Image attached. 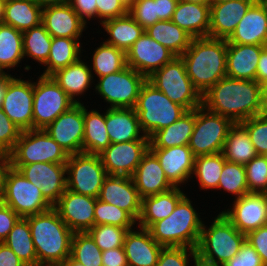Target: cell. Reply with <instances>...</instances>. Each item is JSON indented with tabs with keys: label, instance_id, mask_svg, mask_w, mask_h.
Wrapping results in <instances>:
<instances>
[{
	"label": "cell",
	"instance_id": "cell-30",
	"mask_svg": "<svg viewBox=\"0 0 267 266\" xmlns=\"http://www.w3.org/2000/svg\"><path fill=\"white\" fill-rule=\"evenodd\" d=\"M171 21L193 38L208 37L210 28V4L179 0Z\"/></svg>",
	"mask_w": 267,
	"mask_h": 266
},
{
	"label": "cell",
	"instance_id": "cell-15",
	"mask_svg": "<svg viewBox=\"0 0 267 266\" xmlns=\"http://www.w3.org/2000/svg\"><path fill=\"white\" fill-rule=\"evenodd\" d=\"M175 57L172 51L152 39L146 32L126 51L127 66L146 78Z\"/></svg>",
	"mask_w": 267,
	"mask_h": 266
},
{
	"label": "cell",
	"instance_id": "cell-11",
	"mask_svg": "<svg viewBox=\"0 0 267 266\" xmlns=\"http://www.w3.org/2000/svg\"><path fill=\"white\" fill-rule=\"evenodd\" d=\"M33 83V129H45L76 103L51 76Z\"/></svg>",
	"mask_w": 267,
	"mask_h": 266
},
{
	"label": "cell",
	"instance_id": "cell-75",
	"mask_svg": "<svg viewBox=\"0 0 267 266\" xmlns=\"http://www.w3.org/2000/svg\"><path fill=\"white\" fill-rule=\"evenodd\" d=\"M263 48L267 51V39L265 40V42L263 44Z\"/></svg>",
	"mask_w": 267,
	"mask_h": 266
},
{
	"label": "cell",
	"instance_id": "cell-62",
	"mask_svg": "<svg viewBox=\"0 0 267 266\" xmlns=\"http://www.w3.org/2000/svg\"><path fill=\"white\" fill-rule=\"evenodd\" d=\"M260 85L267 80V51L263 49L258 61V67L256 71V79Z\"/></svg>",
	"mask_w": 267,
	"mask_h": 266
},
{
	"label": "cell",
	"instance_id": "cell-40",
	"mask_svg": "<svg viewBox=\"0 0 267 266\" xmlns=\"http://www.w3.org/2000/svg\"><path fill=\"white\" fill-rule=\"evenodd\" d=\"M3 243L8 246L26 265L37 264V255L30 232V225L26 218L20 217L14 224Z\"/></svg>",
	"mask_w": 267,
	"mask_h": 266
},
{
	"label": "cell",
	"instance_id": "cell-18",
	"mask_svg": "<svg viewBox=\"0 0 267 266\" xmlns=\"http://www.w3.org/2000/svg\"><path fill=\"white\" fill-rule=\"evenodd\" d=\"M96 199L66 189L53 208L74 233L88 232L95 225Z\"/></svg>",
	"mask_w": 267,
	"mask_h": 266
},
{
	"label": "cell",
	"instance_id": "cell-28",
	"mask_svg": "<svg viewBox=\"0 0 267 266\" xmlns=\"http://www.w3.org/2000/svg\"><path fill=\"white\" fill-rule=\"evenodd\" d=\"M263 46L227 43L226 74L232 79L255 80Z\"/></svg>",
	"mask_w": 267,
	"mask_h": 266
},
{
	"label": "cell",
	"instance_id": "cell-35",
	"mask_svg": "<svg viewBox=\"0 0 267 266\" xmlns=\"http://www.w3.org/2000/svg\"><path fill=\"white\" fill-rule=\"evenodd\" d=\"M89 68L79 58L76 62L53 73L51 77L75 103H80L74 96L81 95L90 86L93 76Z\"/></svg>",
	"mask_w": 267,
	"mask_h": 266
},
{
	"label": "cell",
	"instance_id": "cell-70",
	"mask_svg": "<svg viewBox=\"0 0 267 266\" xmlns=\"http://www.w3.org/2000/svg\"><path fill=\"white\" fill-rule=\"evenodd\" d=\"M121 1L129 9L137 0H121Z\"/></svg>",
	"mask_w": 267,
	"mask_h": 266
},
{
	"label": "cell",
	"instance_id": "cell-61",
	"mask_svg": "<svg viewBox=\"0 0 267 266\" xmlns=\"http://www.w3.org/2000/svg\"><path fill=\"white\" fill-rule=\"evenodd\" d=\"M157 2V16L160 20H171L179 0H155Z\"/></svg>",
	"mask_w": 267,
	"mask_h": 266
},
{
	"label": "cell",
	"instance_id": "cell-12",
	"mask_svg": "<svg viewBox=\"0 0 267 266\" xmlns=\"http://www.w3.org/2000/svg\"><path fill=\"white\" fill-rule=\"evenodd\" d=\"M67 189L85 196L98 198L107 176L99 155L78 153L69 155L66 162Z\"/></svg>",
	"mask_w": 267,
	"mask_h": 266
},
{
	"label": "cell",
	"instance_id": "cell-71",
	"mask_svg": "<svg viewBox=\"0 0 267 266\" xmlns=\"http://www.w3.org/2000/svg\"><path fill=\"white\" fill-rule=\"evenodd\" d=\"M228 1H234V0H209V4H219V3H225Z\"/></svg>",
	"mask_w": 267,
	"mask_h": 266
},
{
	"label": "cell",
	"instance_id": "cell-63",
	"mask_svg": "<svg viewBox=\"0 0 267 266\" xmlns=\"http://www.w3.org/2000/svg\"><path fill=\"white\" fill-rule=\"evenodd\" d=\"M193 258L195 266H224V264L204 258L197 252L194 253Z\"/></svg>",
	"mask_w": 267,
	"mask_h": 266
},
{
	"label": "cell",
	"instance_id": "cell-54",
	"mask_svg": "<svg viewBox=\"0 0 267 266\" xmlns=\"http://www.w3.org/2000/svg\"><path fill=\"white\" fill-rule=\"evenodd\" d=\"M128 14V8L121 0H96V17L103 21Z\"/></svg>",
	"mask_w": 267,
	"mask_h": 266
},
{
	"label": "cell",
	"instance_id": "cell-13",
	"mask_svg": "<svg viewBox=\"0 0 267 266\" xmlns=\"http://www.w3.org/2000/svg\"><path fill=\"white\" fill-rule=\"evenodd\" d=\"M146 80L143 74L126 66L119 72L99 77L95 88L111 108H134Z\"/></svg>",
	"mask_w": 267,
	"mask_h": 266
},
{
	"label": "cell",
	"instance_id": "cell-25",
	"mask_svg": "<svg viewBox=\"0 0 267 266\" xmlns=\"http://www.w3.org/2000/svg\"><path fill=\"white\" fill-rule=\"evenodd\" d=\"M267 39V9L257 0L239 21L227 43L263 46Z\"/></svg>",
	"mask_w": 267,
	"mask_h": 266
},
{
	"label": "cell",
	"instance_id": "cell-9",
	"mask_svg": "<svg viewBox=\"0 0 267 266\" xmlns=\"http://www.w3.org/2000/svg\"><path fill=\"white\" fill-rule=\"evenodd\" d=\"M147 80L172 102L183 106L187 111L202 105V96L194 88L180 56H176L171 62L154 71Z\"/></svg>",
	"mask_w": 267,
	"mask_h": 266
},
{
	"label": "cell",
	"instance_id": "cell-47",
	"mask_svg": "<svg viewBox=\"0 0 267 266\" xmlns=\"http://www.w3.org/2000/svg\"><path fill=\"white\" fill-rule=\"evenodd\" d=\"M94 217L95 225L131 228L136 223V220L125 210L99 199H96Z\"/></svg>",
	"mask_w": 267,
	"mask_h": 266
},
{
	"label": "cell",
	"instance_id": "cell-37",
	"mask_svg": "<svg viewBox=\"0 0 267 266\" xmlns=\"http://www.w3.org/2000/svg\"><path fill=\"white\" fill-rule=\"evenodd\" d=\"M102 26L111 36L105 41L107 44L122 49L125 52L145 32L129 14L122 17L101 21Z\"/></svg>",
	"mask_w": 267,
	"mask_h": 266
},
{
	"label": "cell",
	"instance_id": "cell-67",
	"mask_svg": "<svg viewBox=\"0 0 267 266\" xmlns=\"http://www.w3.org/2000/svg\"><path fill=\"white\" fill-rule=\"evenodd\" d=\"M261 90L265 111L267 112V80L261 84Z\"/></svg>",
	"mask_w": 267,
	"mask_h": 266
},
{
	"label": "cell",
	"instance_id": "cell-49",
	"mask_svg": "<svg viewBox=\"0 0 267 266\" xmlns=\"http://www.w3.org/2000/svg\"><path fill=\"white\" fill-rule=\"evenodd\" d=\"M249 193L267 194V155H256L245 165Z\"/></svg>",
	"mask_w": 267,
	"mask_h": 266
},
{
	"label": "cell",
	"instance_id": "cell-58",
	"mask_svg": "<svg viewBox=\"0 0 267 266\" xmlns=\"http://www.w3.org/2000/svg\"><path fill=\"white\" fill-rule=\"evenodd\" d=\"M102 266H128L124 248L102 251Z\"/></svg>",
	"mask_w": 267,
	"mask_h": 266
},
{
	"label": "cell",
	"instance_id": "cell-64",
	"mask_svg": "<svg viewBox=\"0 0 267 266\" xmlns=\"http://www.w3.org/2000/svg\"><path fill=\"white\" fill-rule=\"evenodd\" d=\"M13 79V77H11V75L4 73L1 77H0V108L2 106L3 100H4V96L8 87V83Z\"/></svg>",
	"mask_w": 267,
	"mask_h": 266
},
{
	"label": "cell",
	"instance_id": "cell-19",
	"mask_svg": "<svg viewBox=\"0 0 267 266\" xmlns=\"http://www.w3.org/2000/svg\"><path fill=\"white\" fill-rule=\"evenodd\" d=\"M1 109L22 131L33 129V83L13 78Z\"/></svg>",
	"mask_w": 267,
	"mask_h": 266
},
{
	"label": "cell",
	"instance_id": "cell-69",
	"mask_svg": "<svg viewBox=\"0 0 267 266\" xmlns=\"http://www.w3.org/2000/svg\"><path fill=\"white\" fill-rule=\"evenodd\" d=\"M5 2H6V0H0V24H3V21H4Z\"/></svg>",
	"mask_w": 267,
	"mask_h": 266
},
{
	"label": "cell",
	"instance_id": "cell-3",
	"mask_svg": "<svg viewBox=\"0 0 267 266\" xmlns=\"http://www.w3.org/2000/svg\"><path fill=\"white\" fill-rule=\"evenodd\" d=\"M25 218L30 225L37 264L61 265L71 255L74 232L63 222L54 208Z\"/></svg>",
	"mask_w": 267,
	"mask_h": 266
},
{
	"label": "cell",
	"instance_id": "cell-74",
	"mask_svg": "<svg viewBox=\"0 0 267 266\" xmlns=\"http://www.w3.org/2000/svg\"><path fill=\"white\" fill-rule=\"evenodd\" d=\"M264 6L265 8L267 9V0H259Z\"/></svg>",
	"mask_w": 267,
	"mask_h": 266
},
{
	"label": "cell",
	"instance_id": "cell-22",
	"mask_svg": "<svg viewBox=\"0 0 267 266\" xmlns=\"http://www.w3.org/2000/svg\"><path fill=\"white\" fill-rule=\"evenodd\" d=\"M257 0H234L210 4V28L208 37L228 39L239 21Z\"/></svg>",
	"mask_w": 267,
	"mask_h": 266
},
{
	"label": "cell",
	"instance_id": "cell-20",
	"mask_svg": "<svg viewBox=\"0 0 267 266\" xmlns=\"http://www.w3.org/2000/svg\"><path fill=\"white\" fill-rule=\"evenodd\" d=\"M235 200L232 210L222 213L239 232L247 235L267 225V194L249 193Z\"/></svg>",
	"mask_w": 267,
	"mask_h": 266
},
{
	"label": "cell",
	"instance_id": "cell-53",
	"mask_svg": "<svg viewBox=\"0 0 267 266\" xmlns=\"http://www.w3.org/2000/svg\"><path fill=\"white\" fill-rule=\"evenodd\" d=\"M195 252L196 249L189 247H163L156 266H188V256L193 257Z\"/></svg>",
	"mask_w": 267,
	"mask_h": 266
},
{
	"label": "cell",
	"instance_id": "cell-66",
	"mask_svg": "<svg viewBox=\"0 0 267 266\" xmlns=\"http://www.w3.org/2000/svg\"><path fill=\"white\" fill-rule=\"evenodd\" d=\"M7 164V156L0 153V192H2L1 190V185H2V173H3V170L5 168Z\"/></svg>",
	"mask_w": 267,
	"mask_h": 266
},
{
	"label": "cell",
	"instance_id": "cell-4",
	"mask_svg": "<svg viewBox=\"0 0 267 266\" xmlns=\"http://www.w3.org/2000/svg\"><path fill=\"white\" fill-rule=\"evenodd\" d=\"M203 223L189 198L184 195L170 216L154 223L148 230L163 247L196 249Z\"/></svg>",
	"mask_w": 267,
	"mask_h": 266
},
{
	"label": "cell",
	"instance_id": "cell-42",
	"mask_svg": "<svg viewBox=\"0 0 267 266\" xmlns=\"http://www.w3.org/2000/svg\"><path fill=\"white\" fill-rule=\"evenodd\" d=\"M225 161L222 152L194 158L193 174L198 178L201 188L216 189L218 187Z\"/></svg>",
	"mask_w": 267,
	"mask_h": 266
},
{
	"label": "cell",
	"instance_id": "cell-17",
	"mask_svg": "<svg viewBox=\"0 0 267 266\" xmlns=\"http://www.w3.org/2000/svg\"><path fill=\"white\" fill-rule=\"evenodd\" d=\"M37 186L44 198L54 206L67 189L66 163L36 162L18 169Z\"/></svg>",
	"mask_w": 267,
	"mask_h": 266
},
{
	"label": "cell",
	"instance_id": "cell-34",
	"mask_svg": "<svg viewBox=\"0 0 267 266\" xmlns=\"http://www.w3.org/2000/svg\"><path fill=\"white\" fill-rule=\"evenodd\" d=\"M155 41L181 56L190 46L192 36L171 20H161L145 29Z\"/></svg>",
	"mask_w": 267,
	"mask_h": 266
},
{
	"label": "cell",
	"instance_id": "cell-43",
	"mask_svg": "<svg viewBox=\"0 0 267 266\" xmlns=\"http://www.w3.org/2000/svg\"><path fill=\"white\" fill-rule=\"evenodd\" d=\"M93 70L98 77L119 72L127 66L126 52L103 42L93 55Z\"/></svg>",
	"mask_w": 267,
	"mask_h": 266
},
{
	"label": "cell",
	"instance_id": "cell-36",
	"mask_svg": "<svg viewBox=\"0 0 267 266\" xmlns=\"http://www.w3.org/2000/svg\"><path fill=\"white\" fill-rule=\"evenodd\" d=\"M111 144L106 129V113L87 112L84 106L83 153L99 155Z\"/></svg>",
	"mask_w": 267,
	"mask_h": 266
},
{
	"label": "cell",
	"instance_id": "cell-31",
	"mask_svg": "<svg viewBox=\"0 0 267 266\" xmlns=\"http://www.w3.org/2000/svg\"><path fill=\"white\" fill-rule=\"evenodd\" d=\"M185 194L178 187L142 199L139 228L149 229L154 223L167 218Z\"/></svg>",
	"mask_w": 267,
	"mask_h": 266
},
{
	"label": "cell",
	"instance_id": "cell-24",
	"mask_svg": "<svg viewBox=\"0 0 267 266\" xmlns=\"http://www.w3.org/2000/svg\"><path fill=\"white\" fill-rule=\"evenodd\" d=\"M132 179L141 199L174 187L166 178L158 158L149 149L141 158Z\"/></svg>",
	"mask_w": 267,
	"mask_h": 266
},
{
	"label": "cell",
	"instance_id": "cell-27",
	"mask_svg": "<svg viewBox=\"0 0 267 266\" xmlns=\"http://www.w3.org/2000/svg\"><path fill=\"white\" fill-rule=\"evenodd\" d=\"M140 230L131 229L125 235L123 248L128 266H156L163 246L152 238L148 229Z\"/></svg>",
	"mask_w": 267,
	"mask_h": 266
},
{
	"label": "cell",
	"instance_id": "cell-32",
	"mask_svg": "<svg viewBox=\"0 0 267 266\" xmlns=\"http://www.w3.org/2000/svg\"><path fill=\"white\" fill-rule=\"evenodd\" d=\"M195 126V109L185 112L176 122L155 132L149 148H170L188 145Z\"/></svg>",
	"mask_w": 267,
	"mask_h": 266
},
{
	"label": "cell",
	"instance_id": "cell-39",
	"mask_svg": "<svg viewBox=\"0 0 267 266\" xmlns=\"http://www.w3.org/2000/svg\"><path fill=\"white\" fill-rule=\"evenodd\" d=\"M79 38L52 37L48 60L44 65L47 69L43 76H51L56 71L76 62L80 57Z\"/></svg>",
	"mask_w": 267,
	"mask_h": 266
},
{
	"label": "cell",
	"instance_id": "cell-60",
	"mask_svg": "<svg viewBox=\"0 0 267 266\" xmlns=\"http://www.w3.org/2000/svg\"><path fill=\"white\" fill-rule=\"evenodd\" d=\"M0 266H26L3 242L0 243Z\"/></svg>",
	"mask_w": 267,
	"mask_h": 266
},
{
	"label": "cell",
	"instance_id": "cell-10",
	"mask_svg": "<svg viewBox=\"0 0 267 266\" xmlns=\"http://www.w3.org/2000/svg\"><path fill=\"white\" fill-rule=\"evenodd\" d=\"M205 110L202 105L195 109V126L188 144L194 157L222 152L228 132L234 125L231 119Z\"/></svg>",
	"mask_w": 267,
	"mask_h": 266
},
{
	"label": "cell",
	"instance_id": "cell-8",
	"mask_svg": "<svg viewBox=\"0 0 267 266\" xmlns=\"http://www.w3.org/2000/svg\"><path fill=\"white\" fill-rule=\"evenodd\" d=\"M245 240L246 235L220 213L208 230L203 224L196 252L206 259L225 264L239 252Z\"/></svg>",
	"mask_w": 267,
	"mask_h": 266
},
{
	"label": "cell",
	"instance_id": "cell-55",
	"mask_svg": "<svg viewBox=\"0 0 267 266\" xmlns=\"http://www.w3.org/2000/svg\"><path fill=\"white\" fill-rule=\"evenodd\" d=\"M224 266H264L260 255L255 249L245 240L241 245L239 252Z\"/></svg>",
	"mask_w": 267,
	"mask_h": 266
},
{
	"label": "cell",
	"instance_id": "cell-59",
	"mask_svg": "<svg viewBox=\"0 0 267 266\" xmlns=\"http://www.w3.org/2000/svg\"><path fill=\"white\" fill-rule=\"evenodd\" d=\"M70 4L85 23V18L96 16V0H71Z\"/></svg>",
	"mask_w": 267,
	"mask_h": 266
},
{
	"label": "cell",
	"instance_id": "cell-41",
	"mask_svg": "<svg viewBox=\"0 0 267 266\" xmlns=\"http://www.w3.org/2000/svg\"><path fill=\"white\" fill-rule=\"evenodd\" d=\"M24 58L22 32L12 26L0 24V71L13 68Z\"/></svg>",
	"mask_w": 267,
	"mask_h": 266
},
{
	"label": "cell",
	"instance_id": "cell-44",
	"mask_svg": "<svg viewBox=\"0 0 267 266\" xmlns=\"http://www.w3.org/2000/svg\"><path fill=\"white\" fill-rule=\"evenodd\" d=\"M24 56H29L45 64L48 60L52 42L51 35L47 32L45 26L41 23L22 32Z\"/></svg>",
	"mask_w": 267,
	"mask_h": 266
},
{
	"label": "cell",
	"instance_id": "cell-1",
	"mask_svg": "<svg viewBox=\"0 0 267 266\" xmlns=\"http://www.w3.org/2000/svg\"><path fill=\"white\" fill-rule=\"evenodd\" d=\"M206 110L240 123L265 113L261 85L256 80L224 77L202 95Z\"/></svg>",
	"mask_w": 267,
	"mask_h": 266
},
{
	"label": "cell",
	"instance_id": "cell-2",
	"mask_svg": "<svg viewBox=\"0 0 267 266\" xmlns=\"http://www.w3.org/2000/svg\"><path fill=\"white\" fill-rule=\"evenodd\" d=\"M194 88L202 96L219 80L227 77V40L211 37L192 38L180 56Z\"/></svg>",
	"mask_w": 267,
	"mask_h": 266
},
{
	"label": "cell",
	"instance_id": "cell-52",
	"mask_svg": "<svg viewBox=\"0 0 267 266\" xmlns=\"http://www.w3.org/2000/svg\"><path fill=\"white\" fill-rule=\"evenodd\" d=\"M21 132L0 108V153L7 155L14 148Z\"/></svg>",
	"mask_w": 267,
	"mask_h": 266
},
{
	"label": "cell",
	"instance_id": "cell-50",
	"mask_svg": "<svg viewBox=\"0 0 267 266\" xmlns=\"http://www.w3.org/2000/svg\"><path fill=\"white\" fill-rule=\"evenodd\" d=\"M258 155H267V112L240 122Z\"/></svg>",
	"mask_w": 267,
	"mask_h": 266
},
{
	"label": "cell",
	"instance_id": "cell-46",
	"mask_svg": "<svg viewBox=\"0 0 267 266\" xmlns=\"http://www.w3.org/2000/svg\"><path fill=\"white\" fill-rule=\"evenodd\" d=\"M217 188L237 195L240 198L249 194L245 165L225 161Z\"/></svg>",
	"mask_w": 267,
	"mask_h": 266
},
{
	"label": "cell",
	"instance_id": "cell-6",
	"mask_svg": "<svg viewBox=\"0 0 267 266\" xmlns=\"http://www.w3.org/2000/svg\"><path fill=\"white\" fill-rule=\"evenodd\" d=\"M1 190L3 204L9 206L19 217L44 213L53 208L41 190L9 164H6L2 173Z\"/></svg>",
	"mask_w": 267,
	"mask_h": 266
},
{
	"label": "cell",
	"instance_id": "cell-21",
	"mask_svg": "<svg viewBox=\"0 0 267 266\" xmlns=\"http://www.w3.org/2000/svg\"><path fill=\"white\" fill-rule=\"evenodd\" d=\"M97 199L125 210L136 221L140 218L142 199L132 177L107 175Z\"/></svg>",
	"mask_w": 267,
	"mask_h": 266
},
{
	"label": "cell",
	"instance_id": "cell-29",
	"mask_svg": "<svg viewBox=\"0 0 267 266\" xmlns=\"http://www.w3.org/2000/svg\"><path fill=\"white\" fill-rule=\"evenodd\" d=\"M106 129L111 143L149 140L140 136V125L134 108H110L106 110Z\"/></svg>",
	"mask_w": 267,
	"mask_h": 266
},
{
	"label": "cell",
	"instance_id": "cell-73",
	"mask_svg": "<svg viewBox=\"0 0 267 266\" xmlns=\"http://www.w3.org/2000/svg\"><path fill=\"white\" fill-rule=\"evenodd\" d=\"M45 265H47V266H61V265H58V264H40V263L32 265V266H45Z\"/></svg>",
	"mask_w": 267,
	"mask_h": 266
},
{
	"label": "cell",
	"instance_id": "cell-33",
	"mask_svg": "<svg viewBox=\"0 0 267 266\" xmlns=\"http://www.w3.org/2000/svg\"><path fill=\"white\" fill-rule=\"evenodd\" d=\"M42 23V8L34 0H6L3 24L21 32Z\"/></svg>",
	"mask_w": 267,
	"mask_h": 266
},
{
	"label": "cell",
	"instance_id": "cell-23",
	"mask_svg": "<svg viewBox=\"0 0 267 266\" xmlns=\"http://www.w3.org/2000/svg\"><path fill=\"white\" fill-rule=\"evenodd\" d=\"M158 158L168 181L174 186L184 183L194 171V155L188 145L149 148Z\"/></svg>",
	"mask_w": 267,
	"mask_h": 266
},
{
	"label": "cell",
	"instance_id": "cell-51",
	"mask_svg": "<svg viewBox=\"0 0 267 266\" xmlns=\"http://www.w3.org/2000/svg\"><path fill=\"white\" fill-rule=\"evenodd\" d=\"M128 14L144 29L161 21L157 16L155 0H137L129 9Z\"/></svg>",
	"mask_w": 267,
	"mask_h": 266
},
{
	"label": "cell",
	"instance_id": "cell-65",
	"mask_svg": "<svg viewBox=\"0 0 267 266\" xmlns=\"http://www.w3.org/2000/svg\"><path fill=\"white\" fill-rule=\"evenodd\" d=\"M42 9L48 6L69 4L71 0H34Z\"/></svg>",
	"mask_w": 267,
	"mask_h": 266
},
{
	"label": "cell",
	"instance_id": "cell-16",
	"mask_svg": "<svg viewBox=\"0 0 267 266\" xmlns=\"http://www.w3.org/2000/svg\"><path fill=\"white\" fill-rule=\"evenodd\" d=\"M149 149V140L111 143L99 154L107 175L132 177Z\"/></svg>",
	"mask_w": 267,
	"mask_h": 266
},
{
	"label": "cell",
	"instance_id": "cell-45",
	"mask_svg": "<svg viewBox=\"0 0 267 266\" xmlns=\"http://www.w3.org/2000/svg\"><path fill=\"white\" fill-rule=\"evenodd\" d=\"M70 256L85 266H102V251L88 232L73 234Z\"/></svg>",
	"mask_w": 267,
	"mask_h": 266
},
{
	"label": "cell",
	"instance_id": "cell-56",
	"mask_svg": "<svg viewBox=\"0 0 267 266\" xmlns=\"http://www.w3.org/2000/svg\"><path fill=\"white\" fill-rule=\"evenodd\" d=\"M246 241L260 255L263 265L267 266V225L249 232Z\"/></svg>",
	"mask_w": 267,
	"mask_h": 266
},
{
	"label": "cell",
	"instance_id": "cell-57",
	"mask_svg": "<svg viewBox=\"0 0 267 266\" xmlns=\"http://www.w3.org/2000/svg\"><path fill=\"white\" fill-rule=\"evenodd\" d=\"M20 217L7 205L0 206V243H2Z\"/></svg>",
	"mask_w": 267,
	"mask_h": 266
},
{
	"label": "cell",
	"instance_id": "cell-5",
	"mask_svg": "<svg viewBox=\"0 0 267 266\" xmlns=\"http://www.w3.org/2000/svg\"><path fill=\"white\" fill-rule=\"evenodd\" d=\"M144 135L150 138L158 130L176 122L187 110L172 102L148 80L141 86L134 107Z\"/></svg>",
	"mask_w": 267,
	"mask_h": 266
},
{
	"label": "cell",
	"instance_id": "cell-7",
	"mask_svg": "<svg viewBox=\"0 0 267 266\" xmlns=\"http://www.w3.org/2000/svg\"><path fill=\"white\" fill-rule=\"evenodd\" d=\"M6 156L7 164L17 170L36 162L66 163L69 157L44 129L22 131L14 148Z\"/></svg>",
	"mask_w": 267,
	"mask_h": 266
},
{
	"label": "cell",
	"instance_id": "cell-48",
	"mask_svg": "<svg viewBox=\"0 0 267 266\" xmlns=\"http://www.w3.org/2000/svg\"><path fill=\"white\" fill-rule=\"evenodd\" d=\"M132 228L113 225H94L88 233L101 251L123 247L126 233Z\"/></svg>",
	"mask_w": 267,
	"mask_h": 266
},
{
	"label": "cell",
	"instance_id": "cell-38",
	"mask_svg": "<svg viewBox=\"0 0 267 266\" xmlns=\"http://www.w3.org/2000/svg\"><path fill=\"white\" fill-rule=\"evenodd\" d=\"M222 154L227 161L246 165L257 154L246 129L240 123L230 128Z\"/></svg>",
	"mask_w": 267,
	"mask_h": 266
},
{
	"label": "cell",
	"instance_id": "cell-72",
	"mask_svg": "<svg viewBox=\"0 0 267 266\" xmlns=\"http://www.w3.org/2000/svg\"><path fill=\"white\" fill-rule=\"evenodd\" d=\"M185 2H194V3H209V0H181Z\"/></svg>",
	"mask_w": 267,
	"mask_h": 266
},
{
	"label": "cell",
	"instance_id": "cell-26",
	"mask_svg": "<svg viewBox=\"0 0 267 266\" xmlns=\"http://www.w3.org/2000/svg\"><path fill=\"white\" fill-rule=\"evenodd\" d=\"M42 24L51 37L64 38H78L86 25L70 3L43 8Z\"/></svg>",
	"mask_w": 267,
	"mask_h": 266
},
{
	"label": "cell",
	"instance_id": "cell-76",
	"mask_svg": "<svg viewBox=\"0 0 267 266\" xmlns=\"http://www.w3.org/2000/svg\"><path fill=\"white\" fill-rule=\"evenodd\" d=\"M3 204L2 192H0V206Z\"/></svg>",
	"mask_w": 267,
	"mask_h": 266
},
{
	"label": "cell",
	"instance_id": "cell-14",
	"mask_svg": "<svg viewBox=\"0 0 267 266\" xmlns=\"http://www.w3.org/2000/svg\"><path fill=\"white\" fill-rule=\"evenodd\" d=\"M68 155L83 153L84 106L76 103L44 129Z\"/></svg>",
	"mask_w": 267,
	"mask_h": 266
},
{
	"label": "cell",
	"instance_id": "cell-68",
	"mask_svg": "<svg viewBox=\"0 0 267 266\" xmlns=\"http://www.w3.org/2000/svg\"><path fill=\"white\" fill-rule=\"evenodd\" d=\"M61 266H85L82 263L75 261L71 256H69Z\"/></svg>",
	"mask_w": 267,
	"mask_h": 266
}]
</instances>
